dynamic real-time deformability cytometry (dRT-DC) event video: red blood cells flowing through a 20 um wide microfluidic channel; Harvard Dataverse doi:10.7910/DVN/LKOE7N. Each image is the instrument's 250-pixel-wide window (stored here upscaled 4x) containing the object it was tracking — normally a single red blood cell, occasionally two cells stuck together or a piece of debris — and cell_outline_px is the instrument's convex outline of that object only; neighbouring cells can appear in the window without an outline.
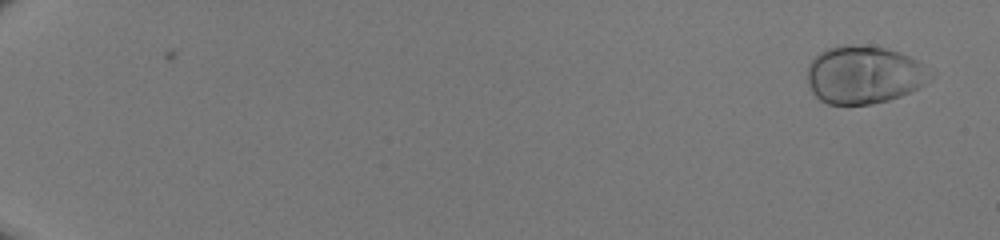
{"species": "human", "species_latin": "Homo sapiens", "temperature_condition": "room temperature", "stored_images_in_passage": 51, "camera_frame_rate_fps": 3000, "um_per_image_px": 0.085, "donor": {"sex": "male"}, "frame": {"image": 1, "passage_image": 3, "time_ms": 0.667, "image_size_px": [1000, 240], "cell_outline_px": [[928, 76], [924, 84], [900, 96], [888, 100], [872, 104], [828, 104], [820, 100], [812, 92], [808, 84], [808, 64], [820, 52], [828, 48], [844, 44], [856, 44], [884, 48], [900, 52], [916, 60], [928, 72]], "centroid_in_image_um": [73.36, 6.35], "position_along_channel_um": 11.6, "area_um2": 40.92}}
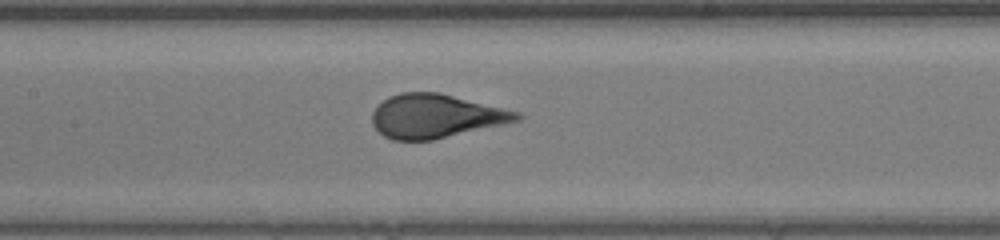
{"frame": {"image": 2, "passage_image": 29, "time_ms": 9.333, "image_size_px": [1000, 240], "cell_outline_px": [[524, 116], [520, 120], [432, 140], [392, 140], [384, 136], [372, 124], [372, 112], [388, 96], [400, 92], [440, 92], [520, 112]], "centroid_in_image_um": [37.03, 9.86], "position_along_channel_um": 170.4, "area_um2": 36.76}}
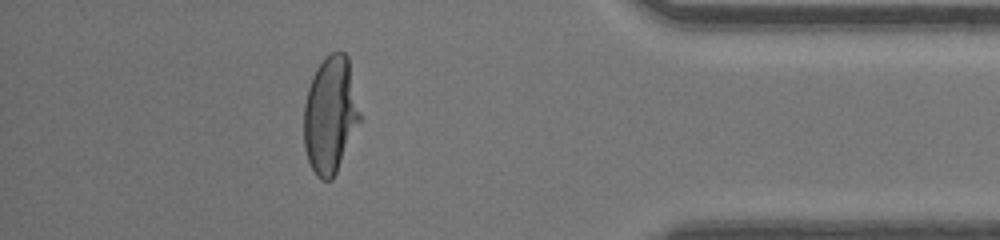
{"frame": {"image": 3, "passage_image": 47, "time_ms": 15.333, "image_size_px": [1000, 240], "cell_outline_px": [[360, 120], [336, 172], [332, 180], [320, 180], [316, 176], [308, 160], [304, 148], [304, 104], [308, 88], [312, 76], [316, 68], [324, 56], [332, 52], [344, 52], [348, 56], [360, 116]], "centroid_in_image_um": [28.05, 9.75], "position_along_channel_um": 407.2, "area_um2": 37.86}}